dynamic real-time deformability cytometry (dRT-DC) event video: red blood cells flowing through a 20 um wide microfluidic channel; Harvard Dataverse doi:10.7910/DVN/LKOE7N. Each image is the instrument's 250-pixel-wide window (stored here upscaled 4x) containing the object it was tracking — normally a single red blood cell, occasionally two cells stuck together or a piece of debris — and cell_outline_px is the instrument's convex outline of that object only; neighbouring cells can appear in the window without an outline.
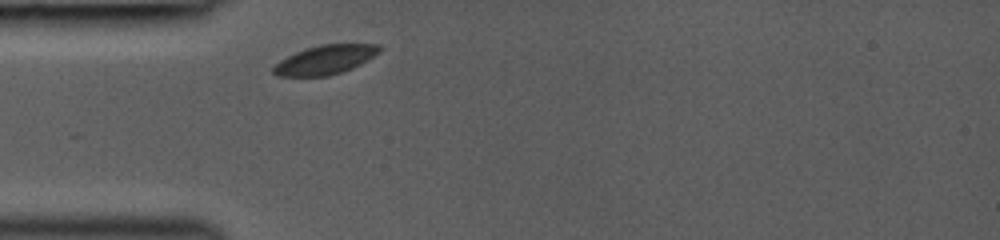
{"species": "common noctule bat (a hibernating species)", "species_latin": "Nyctalus noctula", "temperature_condition": "room temperature", "stored_images_in_passage": 1, "camera_frame_rate_fps": 3000, "um_per_image_px": 0.085, "animal": {"sex": "female", "body_mass_g": 19.0, "forearm_length_mm": 53.3}, "frame": {"image": 1, "passage_image": 1, "time_ms": 0.0, "image_size_px": [1000, 240], "cell_outline_px": [[380, 52], [368, 60], [352, 68], [328, 76], [276, 76], [272, 72], [272, 68], [280, 60], [296, 52], [320, 44], [380, 44]], "centroid_in_image_um": [27.64, 5.08], "position_along_channel_um": 57.4, "area_um2": 17.86}}